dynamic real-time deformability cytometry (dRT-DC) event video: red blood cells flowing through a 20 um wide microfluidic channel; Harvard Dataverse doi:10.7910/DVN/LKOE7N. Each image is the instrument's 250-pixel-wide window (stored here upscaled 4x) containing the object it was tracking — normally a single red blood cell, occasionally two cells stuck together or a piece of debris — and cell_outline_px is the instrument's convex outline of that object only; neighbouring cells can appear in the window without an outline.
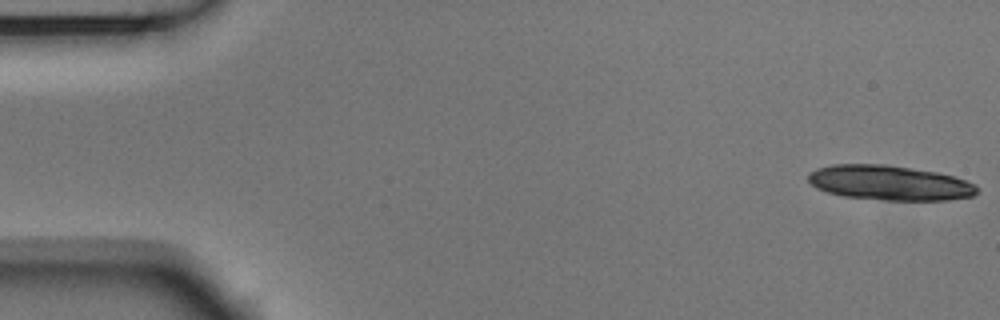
{"species": "Egyptian fruit bat (a non-hibernating species)", "species_latin": "Rousettus aegyptiacus", "temperature_condition": "room temperature", "stored_images_in_passage": 15, "camera_frame_rate_fps": 3000, "um_per_image_px": 0.085, "animal": {"sex": "male"}, "frame": {"image": 1, "passage_image": 1, "time_ms": 0.0, "image_size_px": [1000, 320], "cell_outline_px": [[980, 192], [972, 196], [948, 200], [884, 200], [844, 196], [828, 192], [816, 188], [808, 180], [808, 172], [816, 168], [832, 164], [884, 164], [936, 172], [952, 176], [976, 184], [980, 188]], "centroid_in_image_um": [75.61, 15.54], "position_along_channel_um": 9.4, "area_um2": 34.33}}